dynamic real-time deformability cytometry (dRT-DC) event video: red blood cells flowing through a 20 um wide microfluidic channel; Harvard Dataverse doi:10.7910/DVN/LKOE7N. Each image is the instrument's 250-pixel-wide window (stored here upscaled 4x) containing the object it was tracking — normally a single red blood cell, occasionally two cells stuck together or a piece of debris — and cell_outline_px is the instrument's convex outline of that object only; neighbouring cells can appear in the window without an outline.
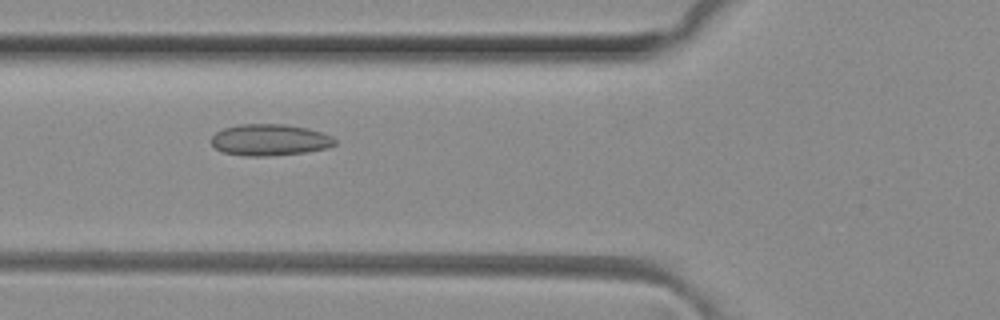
{"species": "common noctule bat (a hibernating species)", "species_latin": "Nyctalus noctula", "temperature_condition": "room temperature", "stored_images_in_passage": 32, "camera_frame_rate_fps": 3000, "um_per_image_px": 0.085, "animal": {"sex": "female", "body_mass_g": 29.2, "forearm_length_mm": 56.3}, "frame": {"image": 1, "passage_image": 5, "time_ms": 1.333, "image_size_px": [1000, 320], "cell_outline_px": [[336, 144], [328, 148], [304, 152], [268, 156], [244, 156], [224, 152], [216, 148], [212, 144], [212, 136], [216, 132], [224, 128], [240, 124], [284, 124], [308, 128], [332, 136], [336, 140]], "centroid_in_image_um": [22.94, 11.89], "position_along_channel_um": 102.9, "area_um2": 22.6}}
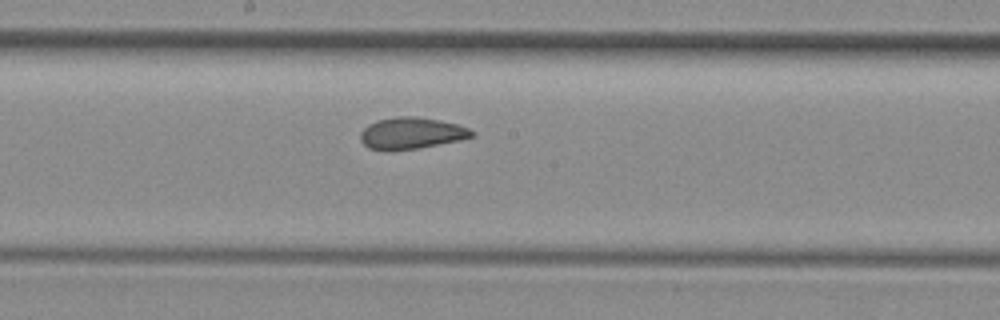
{"frame": {"image": 2, "passage_image": 13, "time_ms": 4.0, "image_size_px": [1000, 320], "cell_outline_px": [[476, 136], [460, 140], [420, 148], [388, 152], [384, 152], [368, 148], [360, 140], [360, 132], [368, 124], [376, 120], [400, 116], [416, 116], [440, 120], [456, 124], [468, 128], [476, 132]], "centroid_in_image_um": [34.95, 11.34], "position_along_channel_um": 213.3, "area_um2": 20.98}}
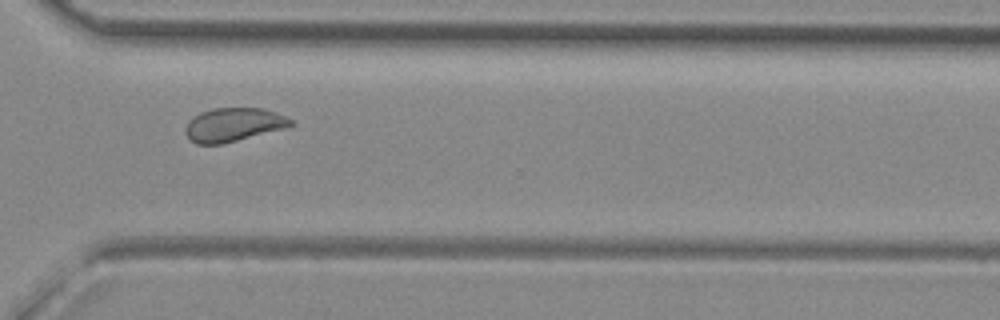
{"frame": {"image": 3, "passage_image": 23, "time_ms": 7.333, "image_size_px": [1000, 320], "cell_outline_px": [[292, 124], [288, 128], [220, 144], [196, 144], [188, 140], [184, 132], [184, 128], [188, 120], [200, 112], [212, 108], [264, 108], [284, 116], [292, 120]], "centroid_in_image_um": [19.79, 10.6], "position_along_channel_um": 350.8, "area_um2": 20.81}, "authors_computed_cell_mechanics": {"area_um2": 20.8658, "velocity_mm_per_s": 4.137, "shape_relaxation_time_tau1_ms": null, "shape_relaxation_time_tau2_ms": 1.3697, "deformation_change_tau1": null, "deformation_change_tau2": 0.0646}}